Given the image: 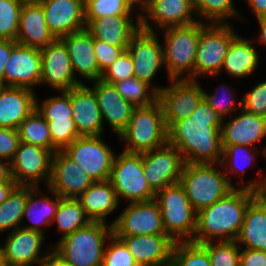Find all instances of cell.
Returning a JSON list of instances; mask_svg holds the SVG:
<instances>
[{"mask_svg": "<svg viewBox=\"0 0 266 266\" xmlns=\"http://www.w3.org/2000/svg\"><path fill=\"white\" fill-rule=\"evenodd\" d=\"M223 119L203 98L191 117L168 127V144L174 146L188 164H220L223 155Z\"/></svg>", "mask_w": 266, "mask_h": 266, "instance_id": "6da1fadb", "label": "cell"}, {"mask_svg": "<svg viewBox=\"0 0 266 266\" xmlns=\"http://www.w3.org/2000/svg\"><path fill=\"white\" fill-rule=\"evenodd\" d=\"M256 191L234 188L225 197L197 212L196 231L192 242L235 241Z\"/></svg>", "mask_w": 266, "mask_h": 266, "instance_id": "7a4b0ae2", "label": "cell"}, {"mask_svg": "<svg viewBox=\"0 0 266 266\" xmlns=\"http://www.w3.org/2000/svg\"><path fill=\"white\" fill-rule=\"evenodd\" d=\"M112 234L108 222H90L58 240L52 250L72 266H102L106 242Z\"/></svg>", "mask_w": 266, "mask_h": 266, "instance_id": "3957f363", "label": "cell"}, {"mask_svg": "<svg viewBox=\"0 0 266 266\" xmlns=\"http://www.w3.org/2000/svg\"><path fill=\"white\" fill-rule=\"evenodd\" d=\"M221 169V164H184L179 183L196 212L237 188Z\"/></svg>", "mask_w": 266, "mask_h": 266, "instance_id": "277c9868", "label": "cell"}, {"mask_svg": "<svg viewBox=\"0 0 266 266\" xmlns=\"http://www.w3.org/2000/svg\"><path fill=\"white\" fill-rule=\"evenodd\" d=\"M161 30L164 31L163 57L169 81L194 80V63L202 22Z\"/></svg>", "mask_w": 266, "mask_h": 266, "instance_id": "5b68a950", "label": "cell"}, {"mask_svg": "<svg viewBox=\"0 0 266 266\" xmlns=\"http://www.w3.org/2000/svg\"><path fill=\"white\" fill-rule=\"evenodd\" d=\"M159 100L149 106L135 107L129 124L119 135L126 144L122 150L143 153L160 148L168 143V130Z\"/></svg>", "mask_w": 266, "mask_h": 266, "instance_id": "8992f818", "label": "cell"}, {"mask_svg": "<svg viewBox=\"0 0 266 266\" xmlns=\"http://www.w3.org/2000/svg\"><path fill=\"white\" fill-rule=\"evenodd\" d=\"M166 234L174 241H192L196 231L197 212L182 185L177 182L155 193Z\"/></svg>", "mask_w": 266, "mask_h": 266, "instance_id": "52a82bcc", "label": "cell"}, {"mask_svg": "<svg viewBox=\"0 0 266 266\" xmlns=\"http://www.w3.org/2000/svg\"><path fill=\"white\" fill-rule=\"evenodd\" d=\"M231 23H203L194 63V80L199 76L216 77L222 72V65L232 40L237 36Z\"/></svg>", "mask_w": 266, "mask_h": 266, "instance_id": "ba28073f", "label": "cell"}, {"mask_svg": "<svg viewBox=\"0 0 266 266\" xmlns=\"http://www.w3.org/2000/svg\"><path fill=\"white\" fill-rule=\"evenodd\" d=\"M108 181L116 191L119 200L129 203L155 199V192L147 183L143 171L142 153L122 151L115 156Z\"/></svg>", "mask_w": 266, "mask_h": 266, "instance_id": "9c48e42d", "label": "cell"}, {"mask_svg": "<svg viewBox=\"0 0 266 266\" xmlns=\"http://www.w3.org/2000/svg\"><path fill=\"white\" fill-rule=\"evenodd\" d=\"M99 136H80L62 151L74 160L94 182L107 181L115 152Z\"/></svg>", "mask_w": 266, "mask_h": 266, "instance_id": "30bf717a", "label": "cell"}, {"mask_svg": "<svg viewBox=\"0 0 266 266\" xmlns=\"http://www.w3.org/2000/svg\"><path fill=\"white\" fill-rule=\"evenodd\" d=\"M111 222L115 236L167 235L161 211L155 199L127 203L122 213Z\"/></svg>", "mask_w": 266, "mask_h": 266, "instance_id": "8fae6325", "label": "cell"}, {"mask_svg": "<svg viewBox=\"0 0 266 266\" xmlns=\"http://www.w3.org/2000/svg\"><path fill=\"white\" fill-rule=\"evenodd\" d=\"M54 152L32 144L21 142L10 162L11 178L18 185H48L51 176Z\"/></svg>", "mask_w": 266, "mask_h": 266, "instance_id": "7c38bea8", "label": "cell"}, {"mask_svg": "<svg viewBox=\"0 0 266 266\" xmlns=\"http://www.w3.org/2000/svg\"><path fill=\"white\" fill-rule=\"evenodd\" d=\"M126 50L132 58L134 77L147 82L159 92L163 87L152 84L153 77L164 66L159 34L140 28L131 38Z\"/></svg>", "mask_w": 266, "mask_h": 266, "instance_id": "4fadbf2b", "label": "cell"}, {"mask_svg": "<svg viewBox=\"0 0 266 266\" xmlns=\"http://www.w3.org/2000/svg\"><path fill=\"white\" fill-rule=\"evenodd\" d=\"M140 11V28L150 32H156L153 29L154 24L155 28L161 30L199 21L197 16H193L196 15L193 0H149Z\"/></svg>", "mask_w": 266, "mask_h": 266, "instance_id": "5bb4252c", "label": "cell"}, {"mask_svg": "<svg viewBox=\"0 0 266 266\" xmlns=\"http://www.w3.org/2000/svg\"><path fill=\"white\" fill-rule=\"evenodd\" d=\"M158 92L167 128L175 121L191 117L203 99V88L197 80H170Z\"/></svg>", "mask_w": 266, "mask_h": 266, "instance_id": "9a60e30c", "label": "cell"}, {"mask_svg": "<svg viewBox=\"0 0 266 266\" xmlns=\"http://www.w3.org/2000/svg\"><path fill=\"white\" fill-rule=\"evenodd\" d=\"M143 171L147 183L156 193L180 180L185 164L182 155L170 145L142 153Z\"/></svg>", "mask_w": 266, "mask_h": 266, "instance_id": "2e32d148", "label": "cell"}, {"mask_svg": "<svg viewBox=\"0 0 266 266\" xmlns=\"http://www.w3.org/2000/svg\"><path fill=\"white\" fill-rule=\"evenodd\" d=\"M44 237L40 231L21 227L10 232L1 245L5 266H40L53 247L51 245L48 252L41 254Z\"/></svg>", "mask_w": 266, "mask_h": 266, "instance_id": "e0dca14e", "label": "cell"}, {"mask_svg": "<svg viewBox=\"0 0 266 266\" xmlns=\"http://www.w3.org/2000/svg\"><path fill=\"white\" fill-rule=\"evenodd\" d=\"M40 52V85H48L59 91H69L82 85L75 78L67 49L59 38L41 48Z\"/></svg>", "mask_w": 266, "mask_h": 266, "instance_id": "ac0fdd59", "label": "cell"}, {"mask_svg": "<svg viewBox=\"0 0 266 266\" xmlns=\"http://www.w3.org/2000/svg\"><path fill=\"white\" fill-rule=\"evenodd\" d=\"M41 81L40 48L17 44L5 63L3 84L34 91Z\"/></svg>", "mask_w": 266, "mask_h": 266, "instance_id": "d6986e66", "label": "cell"}, {"mask_svg": "<svg viewBox=\"0 0 266 266\" xmlns=\"http://www.w3.org/2000/svg\"><path fill=\"white\" fill-rule=\"evenodd\" d=\"M94 181L62 150L53 154L51 176L46 187L62 198H78Z\"/></svg>", "mask_w": 266, "mask_h": 266, "instance_id": "ffe728a7", "label": "cell"}, {"mask_svg": "<svg viewBox=\"0 0 266 266\" xmlns=\"http://www.w3.org/2000/svg\"><path fill=\"white\" fill-rule=\"evenodd\" d=\"M65 45L69 54L71 67L75 78L84 84L79 77L86 81H96L101 79L96 55L94 52V38L86 29H82L59 38Z\"/></svg>", "mask_w": 266, "mask_h": 266, "instance_id": "44dd1931", "label": "cell"}, {"mask_svg": "<svg viewBox=\"0 0 266 266\" xmlns=\"http://www.w3.org/2000/svg\"><path fill=\"white\" fill-rule=\"evenodd\" d=\"M45 21L56 38L86 28L83 0H42Z\"/></svg>", "mask_w": 266, "mask_h": 266, "instance_id": "7402d4cb", "label": "cell"}, {"mask_svg": "<svg viewBox=\"0 0 266 266\" xmlns=\"http://www.w3.org/2000/svg\"><path fill=\"white\" fill-rule=\"evenodd\" d=\"M92 85L89 88L97 98L103 125L107 121L112 131L119 137L129 124L135 107L122 98L113 84L99 79L93 81Z\"/></svg>", "mask_w": 266, "mask_h": 266, "instance_id": "603a6c76", "label": "cell"}, {"mask_svg": "<svg viewBox=\"0 0 266 266\" xmlns=\"http://www.w3.org/2000/svg\"><path fill=\"white\" fill-rule=\"evenodd\" d=\"M139 266H159L172 259L174 241L168 235L116 236Z\"/></svg>", "mask_w": 266, "mask_h": 266, "instance_id": "cb8c5ba5", "label": "cell"}, {"mask_svg": "<svg viewBox=\"0 0 266 266\" xmlns=\"http://www.w3.org/2000/svg\"><path fill=\"white\" fill-rule=\"evenodd\" d=\"M71 108L76 130L80 136L104 134L101 111L95 93L82 84L71 89Z\"/></svg>", "mask_w": 266, "mask_h": 266, "instance_id": "d4e9b609", "label": "cell"}, {"mask_svg": "<svg viewBox=\"0 0 266 266\" xmlns=\"http://www.w3.org/2000/svg\"><path fill=\"white\" fill-rule=\"evenodd\" d=\"M237 115L221 125L222 145L256 147L258 141L266 138V118L240 109Z\"/></svg>", "mask_w": 266, "mask_h": 266, "instance_id": "484cf974", "label": "cell"}, {"mask_svg": "<svg viewBox=\"0 0 266 266\" xmlns=\"http://www.w3.org/2000/svg\"><path fill=\"white\" fill-rule=\"evenodd\" d=\"M137 13L136 18L132 16H105L92 19L86 25V29L94 39L105 41L114 47H128L131 38L140 29L139 12Z\"/></svg>", "mask_w": 266, "mask_h": 266, "instance_id": "4316f807", "label": "cell"}, {"mask_svg": "<svg viewBox=\"0 0 266 266\" xmlns=\"http://www.w3.org/2000/svg\"><path fill=\"white\" fill-rule=\"evenodd\" d=\"M36 96L28 88L5 86L0 93V127L17 130L36 108Z\"/></svg>", "mask_w": 266, "mask_h": 266, "instance_id": "83f0119b", "label": "cell"}, {"mask_svg": "<svg viewBox=\"0 0 266 266\" xmlns=\"http://www.w3.org/2000/svg\"><path fill=\"white\" fill-rule=\"evenodd\" d=\"M56 39L47 26L42 6L39 3H24L20 12L16 42L41 49Z\"/></svg>", "mask_w": 266, "mask_h": 266, "instance_id": "f1b7e54d", "label": "cell"}, {"mask_svg": "<svg viewBox=\"0 0 266 266\" xmlns=\"http://www.w3.org/2000/svg\"><path fill=\"white\" fill-rule=\"evenodd\" d=\"M235 241L247 249L266 251V197L263 194L249 204Z\"/></svg>", "mask_w": 266, "mask_h": 266, "instance_id": "f546056e", "label": "cell"}, {"mask_svg": "<svg viewBox=\"0 0 266 266\" xmlns=\"http://www.w3.org/2000/svg\"><path fill=\"white\" fill-rule=\"evenodd\" d=\"M77 199L91 222L106 223V216L119 207L116 191L108 180L94 182Z\"/></svg>", "mask_w": 266, "mask_h": 266, "instance_id": "4dcf8cb0", "label": "cell"}, {"mask_svg": "<svg viewBox=\"0 0 266 266\" xmlns=\"http://www.w3.org/2000/svg\"><path fill=\"white\" fill-rule=\"evenodd\" d=\"M38 190H40L39 186L28 185V200L23 212L22 221L24 222V218L27 217L31 223L27 225L23 223L21 228L40 231L46 234L43 226L52 224L59 204V195L47 187V191L52 194L54 200L47 195L40 197Z\"/></svg>", "mask_w": 266, "mask_h": 266, "instance_id": "1f68e13d", "label": "cell"}, {"mask_svg": "<svg viewBox=\"0 0 266 266\" xmlns=\"http://www.w3.org/2000/svg\"><path fill=\"white\" fill-rule=\"evenodd\" d=\"M255 40H249L239 36L232 40L228 52L225 56L223 68L231 77L246 78L255 72L259 64V53L254 46Z\"/></svg>", "mask_w": 266, "mask_h": 266, "instance_id": "d6a6232c", "label": "cell"}, {"mask_svg": "<svg viewBox=\"0 0 266 266\" xmlns=\"http://www.w3.org/2000/svg\"><path fill=\"white\" fill-rule=\"evenodd\" d=\"M91 220L86 216L84 208L77 198H62L59 196V204L55 213L53 223L63 238L72 234L77 229L87 226Z\"/></svg>", "mask_w": 266, "mask_h": 266, "instance_id": "836d02e7", "label": "cell"}, {"mask_svg": "<svg viewBox=\"0 0 266 266\" xmlns=\"http://www.w3.org/2000/svg\"><path fill=\"white\" fill-rule=\"evenodd\" d=\"M28 200V185H17L0 205V234L12 232L22 225V216Z\"/></svg>", "mask_w": 266, "mask_h": 266, "instance_id": "e575fe53", "label": "cell"}, {"mask_svg": "<svg viewBox=\"0 0 266 266\" xmlns=\"http://www.w3.org/2000/svg\"><path fill=\"white\" fill-rule=\"evenodd\" d=\"M193 5L203 23L227 24L231 18L241 19L233 0H193Z\"/></svg>", "mask_w": 266, "mask_h": 266, "instance_id": "d590c367", "label": "cell"}, {"mask_svg": "<svg viewBox=\"0 0 266 266\" xmlns=\"http://www.w3.org/2000/svg\"><path fill=\"white\" fill-rule=\"evenodd\" d=\"M20 142L36 145L52 151L47 121L35 108L18 126Z\"/></svg>", "mask_w": 266, "mask_h": 266, "instance_id": "8d00e7d4", "label": "cell"}, {"mask_svg": "<svg viewBox=\"0 0 266 266\" xmlns=\"http://www.w3.org/2000/svg\"><path fill=\"white\" fill-rule=\"evenodd\" d=\"M223 155L221 166L224 168L225 175L243 176L245 171L251 167L258 156L257 147L242 146V145H222ZM255 151V152H254ZM257 152V155H256ZM225 165V166H224ZM238 174V175H237Z\"/></svg>", "mask_w": 266, "mask_h": 266, "instance_id": "74e56055", "label": "cell"}, {"mask_svg": "<svg viewBox=\"0 0 266 266\" xmlns=\"http://www.w3.org/2000/svg\"><path fill=\"white\" fill-rule=\"evenodd\" d=\"M113 85L122 98L134 107L149 106L158 100V92L147 82L134 76Z\"/></svg>", "mask_w": 266, "mask_h": 266, "instance_id": "f35d334b", "label": "cell"}, {"mask_svg": "<svg viewBox=\"0 0 266 266\" xmlns=\"http://www.w3.org/2000/svg\"><path fill=\"white\" fill-rule=\"evenodd\" d=\"M136 6L135 0H91L85 6L86 25L105 16H131Z\"/></svg>", "mask_w": 266, "mask_h": 266, "instance_id": "ab89813d", "label": "cell"}, {"mask_svg": "<svg viewBox=\"0 0 266 266\" xmlns=\"http://www.w3.org/2000/svg\"><path fill=\"white\" fill-rule=\"evenodd\" d=\"M171 260L176 266H211L206 248L192 241L175 242Z\"/></svg>", "mask_w": 266, "mask_h": 266, "instance_id": "60d3db41", "label": "cell"}, {"mask_svg": "<svg viewBox=\"0 0 266 266\" xmlns=\"http://www.w3.org/2000/svg\"><path fill=\"white\" fill-rule=\"evenodd\" d=\"M36 97V109L46 121L55 120H73V111L71 108V90L60 91L58 96H50L38 103Z\"/></svg>", "mask_w": 266, "mask_h": 266, "instance_id": "b9f144b4", "label": "cell"}, {"mask_svg": "<svg viewBox=\"0 0 266 266\" xmlns=\"http://www.w3.org/2000/svg\"><path fill=\"white\" fill-rule=\"evenodd\" d=\"M206 248L211 266H240V245L236 241H209Z\"/></svg>", "mask_w": 266, "mask_h": 266, "instance_id": "7bdbcfd3", "label": "cell"}, {"mask_svg": "<svg viewBox=\"0 0 266 266\" xmlns=\"http://www.w3.org/2000/svg\"><path fill=\"white\" fill-rule=\"evenodd\" d=\"M23 4L20 0H0V39L16 41Z\"/></svg>", "mask_w": 266, "mask_h": 266, "instance_id": "ee69618b", "label": "cell"}, {"mask_svg": "<svg viewBox=\"0 0 266 266\" xmlns=\"http://www.w3.org/2000/svg\"><path fill=\"white\" fill-rule=\"evenodd\" d=\"M221 85L223 88V90H221L222 92L219 90L221 86H218L217 90H215L216 92L213 94H208L206 90L203 89V98L222 119H226L225 116H231L233 115L231 114L232 112H237L242 109V99L239 100L240 102H236L234 98L235 95L232 94L233 92L235 93V89L231 90L228 89L225 84Z\"/></svg>", "mask_w": 266, "mask_h": 266, "instance_id": "f6af8a7d", "label": "cell"}, {"mask_svg": "<svg viewBox=\"0 0 266 266\" xmlns=\"http://www.w3.org/2000/svg\"><path fill=\"white\" fill-rule=\"evenodd\" d=\"M50 131L52 152L63 150L72 144L80 135L78 134L74 120L47 121Z\"/></svg>", "mask_w": 266, "mask_h": 266, "instance_id": "bcb514c9", "label": "cell"}, {"mask_svg": "<svg viewBox=\"0 0 266 266\" xmlns=\"http://www.w3.org/2000/svg\"><path fill=\"white\" fill-rule=\"evenodd\" d=\"M102 266H139L125 244L114 234L107 241Z\"/></svg>", "mask_w": 266, "mask_h": 266, "instance_id": "7dc6e473", "label": "cell"}, {"mask_svg": "<svg viewBox=\"0 0 266 266\" xmlns=\"http://www.w3.org/2000/svg\"><path fill=\"white\" fill-rule=\"evenodd\" d=\"M134 76L132 58L125 50L107 69L102 72L101 80L114 84Z\"/></svg>", "mask_w": 266, "mask_h": 266, "instance_id": "c3c4849f", "label": "cell"}, {"mask_svg": "<svg viewBox=\"0 0 266 266\" xmlns=\"http://www.w3.org/2000/svg\"><path fill=\"white\" fill-rule=\"evenodd\" d=\"M241 99L244 111L266 118V80L257 83Z\"/></svg>", "mask_w": 266, "mask_h": 266, "instance_id": "681fc988", "label": "cell"}, {"mask_svg": "<svg viewBox=\"0 0 266 266\" xmlns=\"http://www.w3.org/2000/svg\"><path fill=\"white\" fill-rule=\"evenodd\" d=\"M126 49L127 47H114L105 41L94 39V52L100 72L107 69Z\"/></svg>", "mask_w": 266, "mask_h": 266, "instance_id": "f907efd6", "label": "cell"}, {"mask_svg": "<svg viewBox=\"0 0 266 266\" xmlns=\"http://www.w3.org/2000/svg\"><path fill=\"white\" fill-rule=\"evenodd\" d=\"M20 143L17 130L0 127V159L10 163Z\"/></svg>", "mask_w": 266, "mask_h": 266, "instance_id": "816d5d0a", "label": "cell"}, {"mask_svg": "<svg viewBox=\"0 0 266 266\" xmlns=\"http://www.w3.org/2000/svg\"><path fill=\"white\" fill-rule=\"evenodd\" d=\"M240 266H266V251L241 249Z\"/></svg>", "mask_w": 266, "mask_h": 266, "instance_id": "f5cc1de1", "label": "cell"}, {"mask_svg": "<svg viewBox=\"0 0 266 266\" xmlns=\"http://www.w3.org/2000/svg\"><path fill=\"white\" fill-rule=\"evenodd\" d=\"M261 149H262L261 153L266 159V146ZM262 170L263 169L257 172V174L260 176L258 178L260 179L255 178L253 180H248V182L245 183L244 185H242V182L240 180L236 181L238 188H245V189L256 191L258 194H264L266 192V175L263 176L264 178L262 177V174H264Z\"/></svg>", "mask_w": 266, "mask_h": 266, "instance_id": "db71d44e", "label": "cell"}, {"mask_svg": "<svg viewBox=\"0 0 266 266\" xmlns=\"http://www.w3.org/2000/svg\"><path fill=\"white\" fill-rule=\"evenodd\" d=\"M18 43L13 40L0 39V83L3 84L5 63L10 57L12 49Z\"/></svg>", "mask_w": 266, "mask_h": 266, "instance_id": "11a10c76", "label": "cell"}, {"mask_svg": "<svg viewBox=\"0 0 266 266\" xmlns=\"http://www.w3.org/2000/svg\"><path fill=\"white\" fill-rule=\"evenodd\" d=\"M256 19L266 16V0H246Z\"/></svg>", "mask_w": 266, "mask_h": 266, "instance_id": "9f6ffc18", "label": "cell"}, {"mask_svg": "<svg viewBox=\"0 0 266 266\" xmlns=\"http://www.w3.org/2000/svg\"><path fill=\"white\" fill-rule=\"evenodd\" d=\"M40 266H72V265L64 261L53 250H51Z\"/></svg>", "mask_w": 266, "mask_h": 266, "instance_id": "6f0895ef", "label": "cell"}, {"mask_svg": "<svg viewBox=\"0 0 266 266\" xmlns=\"http://www.w3.org/2000/svg\"><path fill=\"white\" fill-rule=\"evenodd\" d=\"M17 185L15 181L0 182V205L9 197Z\"/></svg>", "mask_w": 266, "mask_h": 266, "instance_id": "680465c9", "label": "cell"}, {"mask_svg": "<svg viewBox=\"0 0 266 266\" xmlns=\"http://www.w3.org/2000/svg\"><path fill=\"white\" fill-rule=\"evenodd\" d=\"M14 181L11 178L10 163L0 159V182Z\"/></svg>", "mask_w": 266, "mask_h": 266, "instance_id": "91938a15", "label": "cell"}, {"mask_svg": "<svg viewBox=\"0 0 266 266\" xmlns=\"http://www.w3.org/2000/svg\"><path fill=\"white\" fill-rule=\"evenodd\" d=\"M257 20L261 31L258 35L259 40L257 42L266 47V16L258 18Z\"/></svg>", "mask_w": 266, "mask_h": 266, "instance_id": "94428289", "label": "cell"}, {"mask_svg": "<svg viewBox=\"0 0 266 266\" xmlns=\"http://www.w3.org/2000/svg\"><path fill=\"white\" fill-rule=\"evenodd\" d=\"M149 0H135L138 9L140 10Z\"/></svg>", "mask_w": 266, "mask_h": 266, "instance_id": "6125c7cd", "label": "cell"}, {"mask_svg": "<svg viewBox=\"0 0 266 266\" xmlns=\"http://www.w3.org/2000/svg\"><path fill=\"white\" fill-rule=\"evenodd\" d=\"M0 266H5L1 244H0Z\"/></svg>", "mask_w": 266, "mask_h": 266, "instance_id": "be15d7a7", "label": "cell"}, {"mask_svg": "<svg viewBox=\"0 0 266 266\" xmlns=\"http://www.w3.org/2000/svg\"><path fill=\"white\" fill-rule=\"evenodd\" d=\"M23 3H40L42 0H20Z\"/></svg>", "mask_w": 266, "mask_h": 266, "instance_id": "e7e4bbea", "label": "cell"}, {"mask_svg": "<svg viewBox=\"0 0 266 266\" xmlns=\"http://www.w3.org/2000/svg\"><path fill=\"white\" fill-rule=\"evenodd\" d=\"M159 266H176L175 263L171 260L169 263L159 265Z\"/></svg>", "mask_w": 266, "mask_h": 266, "instance_id": "03108f58", "label": "cell"}, {"mask_svg": "<svg viewBox=\"0 0 266 266\" xmlns=\"http://www.w3.org/2000/svg\"><path fill=\"white\" fill-rule=\"evenodd\" d=\"M91 0H83L84 6H86Z\"/></svg>", "mask_w": 266, "mask_h": 266, "instance_id": "003e7915", "label": "cell"}, {"mask_svg": "<svg viewBox=\"0 0 266 266\" xmlns=\"http://www.w3.org/2000/svg\"><path fill=\"white\" fill-rule=\"evenodd\" d=\"M4 87H5V85L0 83V93H1V91H2V89H3Z\"/></svg>", "mask_w": 266, "mask_h": 266, "instance_id": "a7ac6f4b", "label": "cell"}]
</instances>
